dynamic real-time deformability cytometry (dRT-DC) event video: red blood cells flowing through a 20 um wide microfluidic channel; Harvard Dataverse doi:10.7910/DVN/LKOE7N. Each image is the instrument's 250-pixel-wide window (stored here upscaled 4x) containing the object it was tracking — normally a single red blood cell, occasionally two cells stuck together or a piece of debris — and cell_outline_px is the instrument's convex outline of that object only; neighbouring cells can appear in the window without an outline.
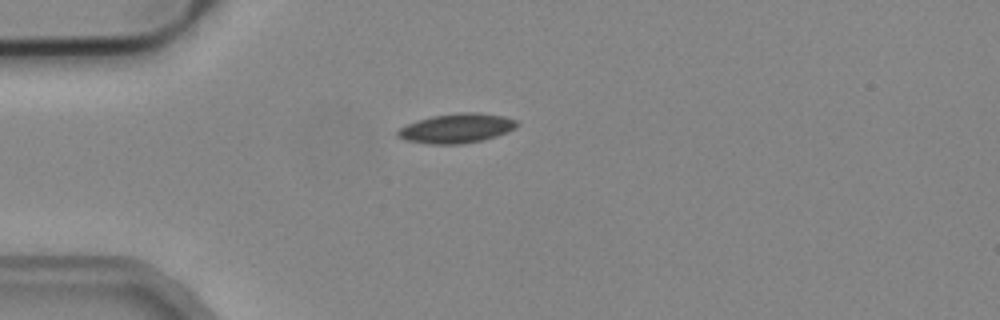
{"species": "common noctule bat (a hibernating species)", "species_latin": "Nyctalus noctula", "temperature_condition": "cold", "stored_images_in_passage": 4, "camera_frame_rate_fps": 3000, "um_per_image_px": 0.085, "animal": {"sex": "male", "body_mass_g": 19.2, "forearm_length_mm": 51.8}, "frame": {"image": 1, "passage_image": 4, "time_ms": 1.0, "image_size_px": [1000, 320], "cell_outline_px": [[520, 124], [516, 128], [508, 132], [484, 140], [460, 144], [428, 144], [404, 140], [396, 136], [396, 132], [400, 128], [416, 120], [432, 116], [460, 112], [480, 112], [504, 116], [516, 120]], "centroid_in_image_um": [38.82, 10.9], "position_along_channel_um": 46.2, "area_um2": 20.75}}